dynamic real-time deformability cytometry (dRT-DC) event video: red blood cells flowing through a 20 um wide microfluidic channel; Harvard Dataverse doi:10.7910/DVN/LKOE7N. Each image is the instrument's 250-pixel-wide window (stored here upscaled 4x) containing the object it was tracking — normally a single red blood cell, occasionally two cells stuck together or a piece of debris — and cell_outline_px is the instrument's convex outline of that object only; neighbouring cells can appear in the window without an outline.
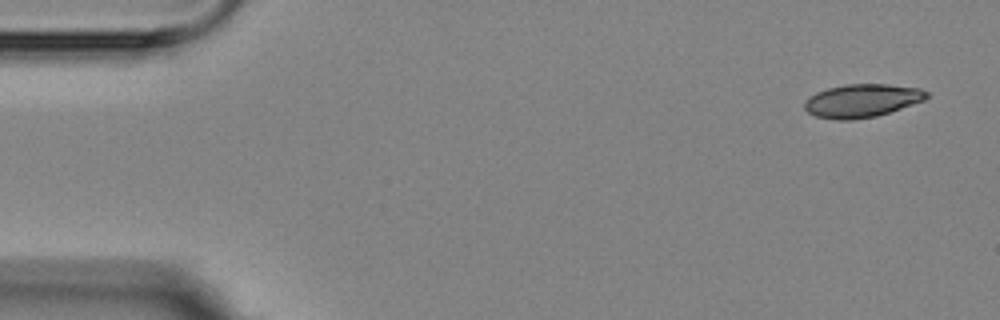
{"species": "Egyptian fruit bat (a non-hibernating species)", "species_latin": "Rousettus aegyptiacus", "temperature_condition": "room temperature", "stored_images_in_passage": 6, "camera_frame_rate_fps": 3000, "um_per_image_px": 0.085, "animal": {"sex": "female"}, "frame": {"image": 1, "passage_image": 1, "time_ms": 0.0, "image_size_px": [1000, 320], "cell_outline_px": [[928, 96], [924, 100], [876, 116], [852, 120], [836, 120], [816, 116], [808, 112], [804, 108], [804, 100], [808, 96], [816, 92], [828, 88], [844, 84], [888, 84], [920, 88], [928, 92]], "centroid_in_image_um": [73.22, 8.55], "position_along_channel_um": 11.8, "area_um2": 23.64}}
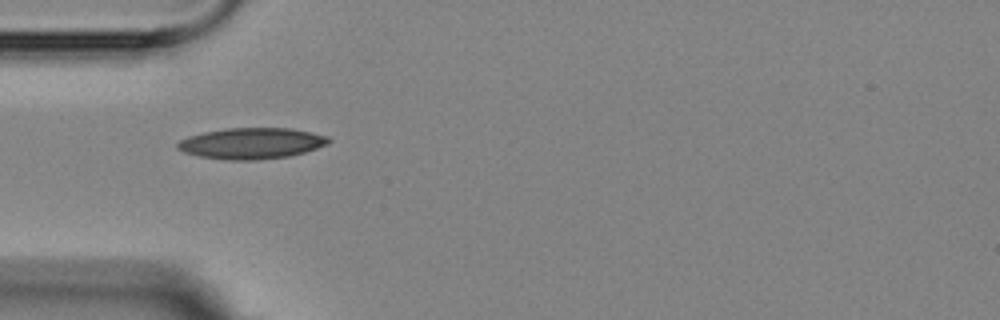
{"frame": {"image": 2, "passage_image": 5, "time_ms": 4.667, "image_size_px": [1000, 320], "cell_outline_px": [[332, 140], [328, 144], [304, 152], [288, 156], [260, 160], [224, 160], [200, 156], [184, 152], [176, 148], [176, 144], [180, 140], [188, 136], [204, 132], [228, 128], [292, 128], [312, 132], [328, 136]], "centroid_in_image_um": [21.39, 12.18], "position_along_channel_um": 63.6, "area_um2": 27.46}}
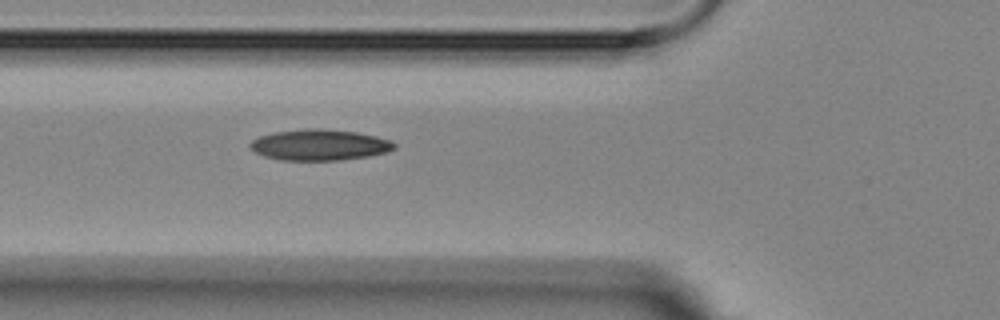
{"frame": {"image": 3, "passage_image": 6, "time_ms": 5.667, "image_size_px": [1000, 320], "cell_outline_px": [[396, 148], [388, 152], [368, 156], [340, 160], [280, 160], [264, 156], [256, 152], [248, 144], [252, 140], [260, 136], [276, 132], [312, 128], [316, 128], [356, 132], [376, 136], [388, 140], [396, 144]], "centroid_in_image_um": [27.17, 12.32], "position_along_channel_um": 98.6, "area_um2": 25.78}}